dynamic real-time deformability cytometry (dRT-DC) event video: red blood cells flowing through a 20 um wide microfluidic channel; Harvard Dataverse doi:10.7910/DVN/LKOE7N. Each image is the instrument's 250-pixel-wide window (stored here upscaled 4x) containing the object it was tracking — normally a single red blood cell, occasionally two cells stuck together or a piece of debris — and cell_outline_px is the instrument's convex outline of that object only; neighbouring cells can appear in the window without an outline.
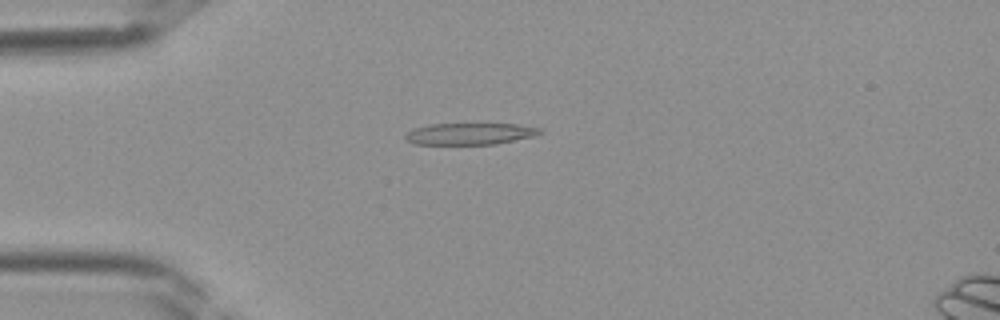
{"species": "Egyptian fruit bat (a non-hibernating species)", "species_latin": "Rousettus aegyptiacus", "temperature_condition": "room temperature", "stored_images_in_passage": 38, "camera_frame_rate_fps": 3000, "um_per_image_px": 0.085, "frame": {"image": 1, "passage_image": 10, "time_ms": 3.0, "image_size_px": [1000, 320], "cell_outline_px": [[544, 132], [536, 136], [496, 144], [416, 144], [408, 140], [404, 136], [412, 128], [432, 124], [516, 124], [540, 128]], "centroid_in_image_um": [39.99, 11.37], "position_along_channel_um": 45.0, "area_um2": 16.94}}
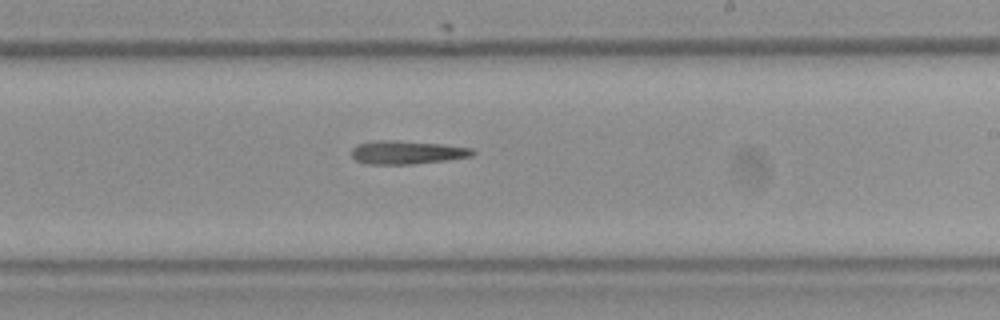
{"frame": {"image": 2, "passage_image": 23, "time_ms": 7.333, "image_size_px": [1000, 320], "cell_outline_px": [[476, 152], [472, 156], [448, 160], [412, 164], [364, 164], [356, 160], [352, 156], [352, 148], [356, 144], [376, 140], [392, 140], [440, 144], [472, 148]], "centroid_in_image_um": [34.57, 12.95], "position_along_channel_um": 254.4, "area_um2": 16.53}}
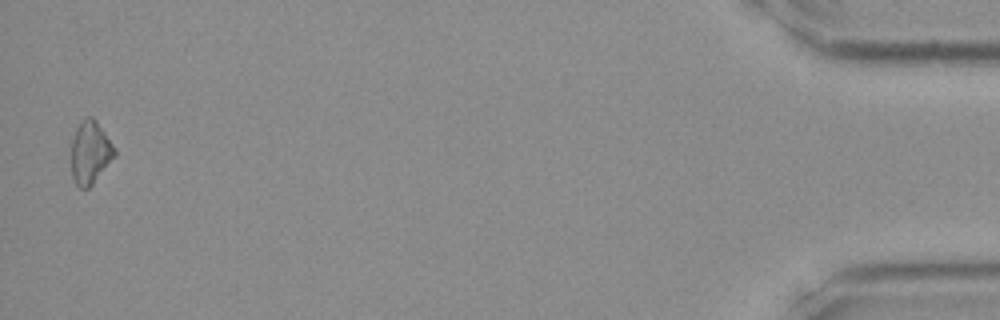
{"frame": {"image": 3, "passage_image": 38, "time_ms": 12.333, "image_size_px": [1000, 320], "cell_outline_px": [[116, 156], [92, 184], [88, 188], [80, 188], [76, 184], [72, 176], [72, 140], [76, 128], [84, 116], [92, 116], [96, 120], [116, 148]], "centroid_in_image_um": [7.68, 12.93], "position_along_channel_um": 427.5, "area_um2": 15.9}}